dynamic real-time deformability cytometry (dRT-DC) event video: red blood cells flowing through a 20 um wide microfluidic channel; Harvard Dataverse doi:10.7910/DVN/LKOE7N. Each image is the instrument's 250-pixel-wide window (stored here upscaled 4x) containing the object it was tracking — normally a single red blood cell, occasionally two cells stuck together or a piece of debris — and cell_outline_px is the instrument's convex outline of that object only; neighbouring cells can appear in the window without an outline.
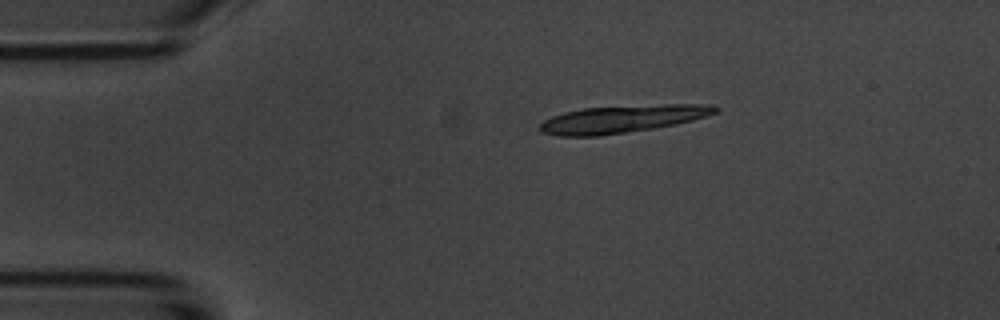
{"species": "common noctule bat (a hibernating species)", "species_latin": "Nyctalus noctula", "temperature_condition": "room temperature", "stored_images_in_passage": 9, "segment_of_instrument_passage": [1, 2], "camera_frame_rate_fps": 3000, "um_per_image_px": 0.085, "animal": {"sex": "male", "body_mass_g": 20.1, "forearm_length_mm": 53.5}, "frame": {"image": 1, "passage_image": 3, "time_ms": 3.0, "image_size_px": [1000, 320], "cell_outline_px": [[720, 108], [716, 112], [708, 116], [676, 124], [652, 128], [600, 136], [560, 136], [540, 132], [540, 124], [544, 120], [552, 116], [564, 112], [584, 108], [668, 104], [712, 104]], "centroid_in_image_um": [52.91, 10.11], "position_along_channel_um": 32.1, "area_um2": 27.98}}